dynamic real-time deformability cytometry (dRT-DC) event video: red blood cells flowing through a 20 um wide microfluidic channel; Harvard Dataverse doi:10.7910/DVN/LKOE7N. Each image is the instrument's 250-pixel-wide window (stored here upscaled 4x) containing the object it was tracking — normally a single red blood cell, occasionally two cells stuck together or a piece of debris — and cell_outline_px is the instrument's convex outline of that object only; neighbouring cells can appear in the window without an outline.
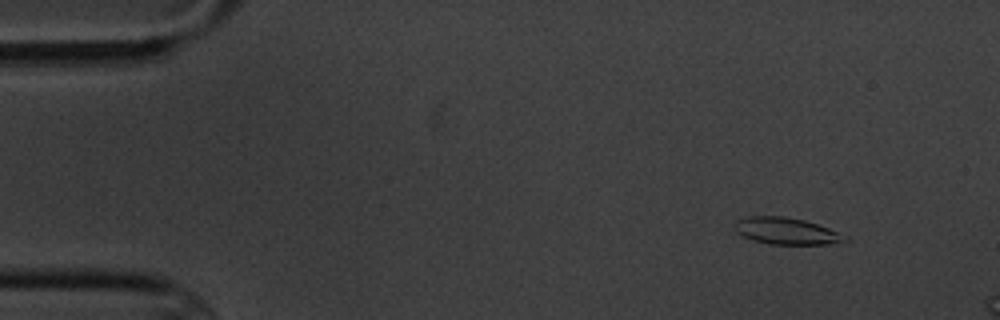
{"species": "common noctule bat (a hibernating species)", "species_latin": "Nyctalus noctula", "temperature_condition": "cold", "stored_images_in_passage": 4, "camera_frame_rate_fps": 3000, "um_per_image_px": 0.085, "animal": {"sex": "male", "body_mass_g": 20.1, "forearm_length_mm": 53.5}, "frame": {"image": 1, "passage_image": 2, "time_ms": 1.0, "image_size_px": [1000, 320], "cell_outline_px": [[852, 240], [828, 244], [772, 244], [752, 240], [736, 232], [736, 228], [740, 220], [748, 216], [784, 216], [804, 220], [828, 228], [848, 236]], "centroid_in_image_um": [66.92, 19.65], "position_along_channel_um": 18.1, "area_um2": 16.94}}